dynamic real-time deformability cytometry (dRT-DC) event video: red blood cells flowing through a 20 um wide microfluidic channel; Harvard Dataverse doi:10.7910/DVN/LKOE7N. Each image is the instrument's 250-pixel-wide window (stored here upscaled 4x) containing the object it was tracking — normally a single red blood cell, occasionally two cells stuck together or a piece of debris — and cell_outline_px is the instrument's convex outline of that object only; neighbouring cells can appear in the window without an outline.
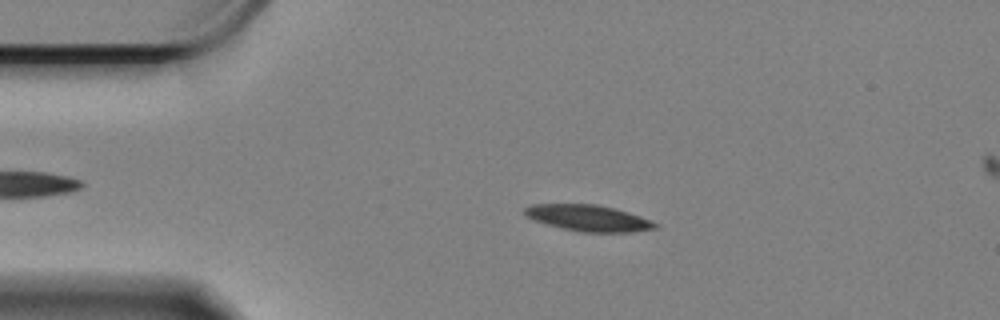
{"species": "Egyptian fruit bat (a non-hibernating species)", "species_latin": "Rousettus aegyptiacus", "temperature_condition": "cold", "stored_images_in_passage": 50, "camera_frame_rate_fps": 3000, "um_per_image_px": 0.085, "animal": {"sex": "female"}, "frame": {"image": 1, "passage_image": 11, "time_ms": 3.333, "image_size_px": [1000, 320], "cell_outline_px": [[660, 224], [656, 228], [632, 232], [580, 232], [548, 224], [524, 216], [524, 208], [532, 204], [596, 204], [616, 208], [652, 220]], "centroid_in_image_um": [50.05, 18.53], "position_along_channel_um": 35.0, "area_um2": 19.94}}
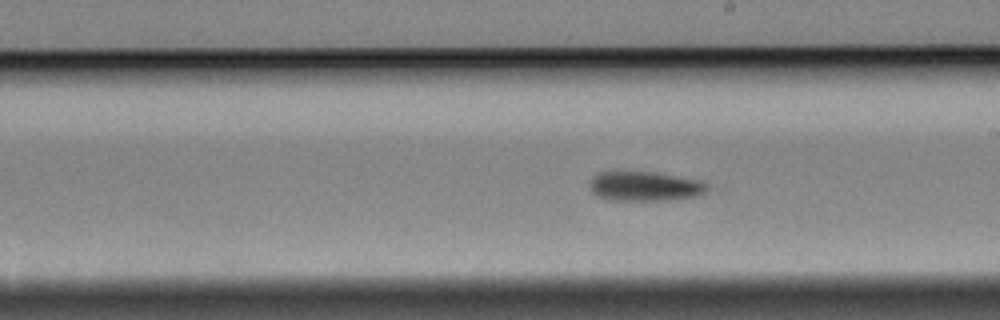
{"frame": {"image": 2, "passage_image": 32, "time_ms": 10.333, "image_size_px": [1000, 320], "cell_outline_px": [[708, 188], [704, 192], [696, 196], [660, 200], [604, 200], [596, 196], [592, 192], [588, 184], [592, 176], [596, 172], [656, 172], [700, 180], [708, 184]], "centroid_in_image_um": [54.74, 15.82], "position_along_channel_um": 234.3, "area_um2": 20.35}}
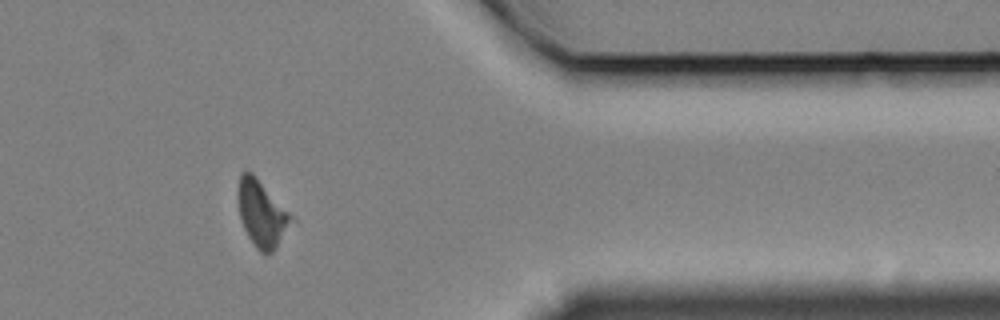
{"frame": {"image": 3, "passage_image": 48, "time_ms": 15.667, "image_size_px": [1000, 320], "cell_outline_px": [[296, 220], [276, 248], [272, 252], [260, 252], [256, 248], [248, 236], [244, 228], [240, 216], [236, 192], [240, 172], [252, 172]], "centroid_in_image_um": [22.25, 18.15], "position_along_channel_um": 389.1, "area_um2": 20.63}, "authors_computed_cell_mechanics": {"area_um2": 20.4612, "velocity_mm_per_s": 3.3085, "shape_relaxation_time_tau1_ms": null, "shape_relaxation_time_tau2_ms": 2.9897, "deformation_change_tau1": null, "deformation_change_tau2": 0.0884}}